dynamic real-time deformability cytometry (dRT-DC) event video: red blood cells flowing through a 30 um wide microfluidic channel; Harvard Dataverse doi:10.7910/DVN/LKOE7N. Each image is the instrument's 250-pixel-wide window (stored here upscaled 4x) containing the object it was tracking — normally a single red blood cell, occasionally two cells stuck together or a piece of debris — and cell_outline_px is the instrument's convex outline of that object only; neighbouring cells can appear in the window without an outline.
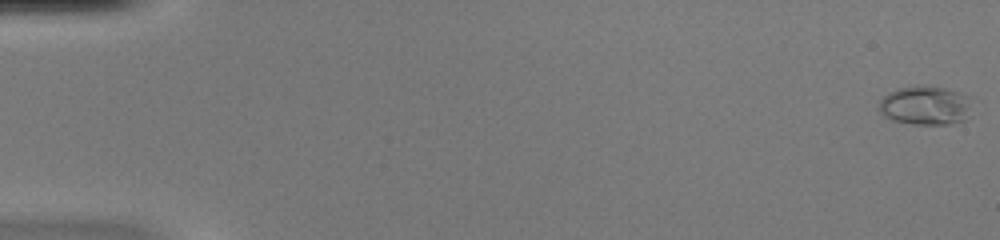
{"species": "common noctule bat (a hibernating species)", "species_latin": "Nyctalus noctula", "temperature_condition": "warm", "stored_images_in_passage": 51, "camera_frame_rate_fps": 3000, "um_per_image_px": 0.085, "animal": {"sex": "female", "body_mass_g": 20.0, "forearm_length_mm": 54.0}, "frame": {"image": 1, "passage_image": 1, "time_ms": 0.0, "image_size_px": [1000, 240], "cell_outline_px": [[972, 116], [964, 120], [948, 124], [912, 124], [892, 120], [884, 116], [880, 112], [880, 100], [888, 92], [896, 88], [924, 84], [944, 88], [960, 92], [972, 96]], "centroid_in_image_um": [78.73, 8.95], "position_along_channel_um": 6.3, "area_um2": 21.79}}
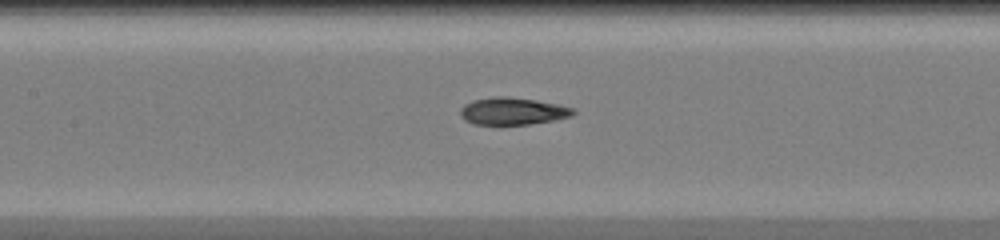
{"frame": {"image": 2, "passage_image": 25, "time_ms": 8.0, "image_size_px": [1000, 240], "cell_outline_px": [[576, 112], [572, 116], [556, 120], [528, 124], [472, 124], [464, 120], [460, 116], [460, 108], [464, 104], [472, 100], [492, 96], [508, 96], [536, 100], [556, 104], [572, 108]], "centroid_in_image_um": [43.54, 9.44], "position_along_channel_um": 163.9, "area_um2": 18.03}}
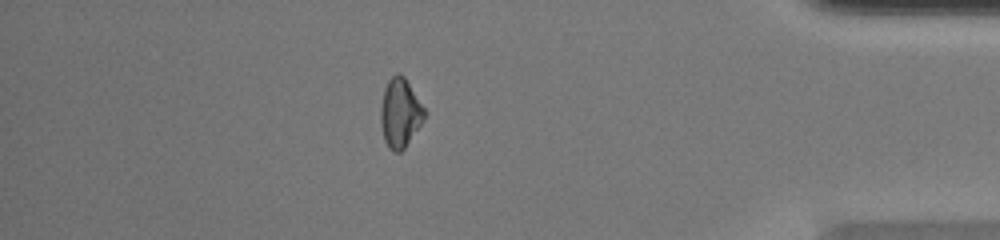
{"frame": {"image": 3, "passage_image": 45, "time_ms": 14.667, "image_size_px": [1000, 240], "cell_outline_px": [[428, 112], [424, 120], [404, 148], [400, 152], [392, 152], [388, 148], [384, 140], [380, 124], [380, 108], [384, 88], [388, 80], [396, 72], [400, 72], [404, 76]], "centroid_in_image_um": [34.01, 9.59], "position_along_channel_um": 401.2, "area_um2": 17.98}, "authors_computed_cell_mechanics": {"area_um2": 18.0336, "velocity_mm_per_s": 4.1053, "shape_relaxation_time_tau1_ms": 8.1449, "shape_relaxation_time_tau2_ms": 1.7527, "deformation_change_tau1": 0.2884, "deformation_change_tau2": 0.0589}}